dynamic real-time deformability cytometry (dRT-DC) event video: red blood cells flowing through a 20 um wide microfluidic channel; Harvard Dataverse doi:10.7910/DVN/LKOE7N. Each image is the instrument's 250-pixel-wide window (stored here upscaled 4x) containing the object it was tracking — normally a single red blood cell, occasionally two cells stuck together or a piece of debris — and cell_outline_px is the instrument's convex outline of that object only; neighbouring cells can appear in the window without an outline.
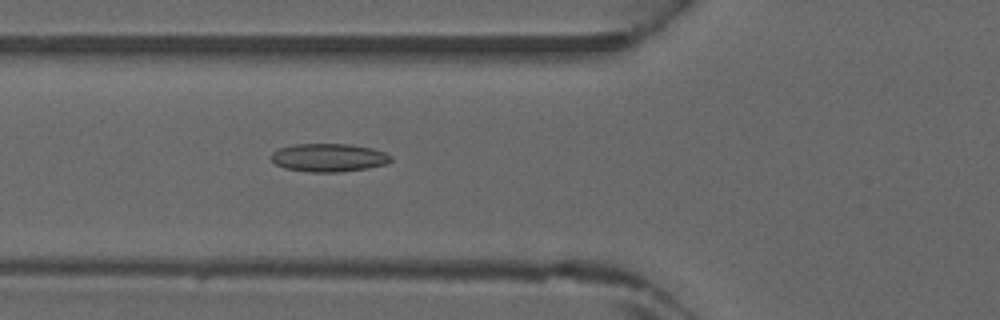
{"species": "common noctule bat (a hibernating species)", "species_latin": "Nyctalus noctula", "temperature_condition": "warm", "stored_images_in_passage": 31, "camera_frame_rate_fps": 3000, "um_per_image_px": 0.085, "animal": {"sex": "male", "forearm_length_mm": 52.5}, "frame": {"image": 1, "passage_image": 3, "time_ms": 0.667, "image_size_px": [1000, 320], "cell_outline_px": [[392, 160], [388, 164], [368, 168], [340, 172], [308, 172], [284, 168], [276, 164], [268, 156], [272, 152], [280, 148], [296, 144], [348, 144], [372, 148], [384, 152], [392, 156]], "centroid_in_image_um": [27.94, 13.4], "position_along_channel_um": 97.9, "area_um2": 19.83}}
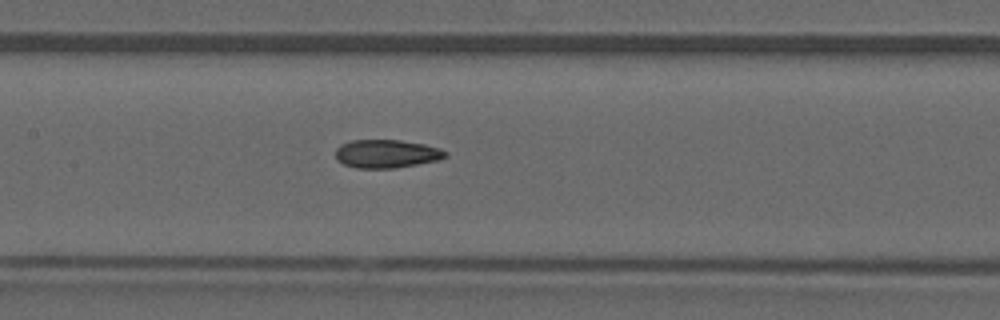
{"frame": {"image": 2, "passage_image": 8, "time_ms": 2.333, "image_size_px": [1000, 320], "cell_outline_px": [[448, 156], [440, 160], [396, 168], [356, 168], [344, 164], [336, 160], [336, 148], [340, 144], [352, 140], [400, 140], [424, 144], [440, 148], [448, 152]], "centroid_in_image_um": [32.87, 13.07], "position_along_channel_um": 174.5, "area_um2": 18.32}}
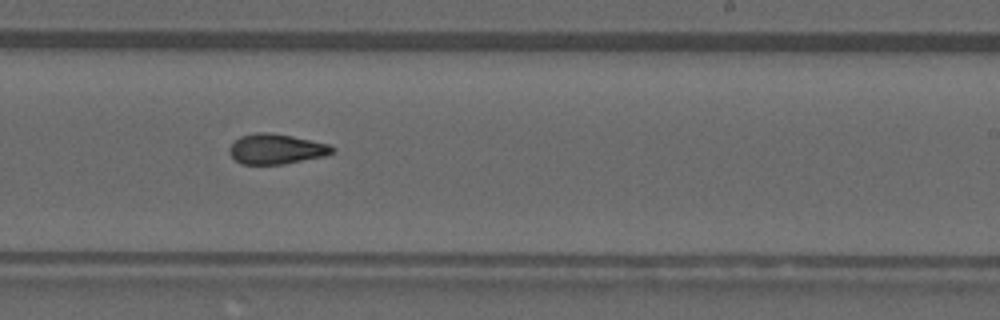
{"frame": {"image": 3, "passage_image": 14, "time_ms": 4.333, "image_size_px": [1000, 320], "cell_outline_px": [[336, 152], [324, 156], [284, 164], [240, 164], [228, 152], [228, 148], [240, 136], [256, 132], [272, 132], [292, 136], [328, 144], [336, 148]], "centroid_in_image_um": [23.48, 12.66], "position_along_channel_um": 265.5, "area_um2": 18.15}}